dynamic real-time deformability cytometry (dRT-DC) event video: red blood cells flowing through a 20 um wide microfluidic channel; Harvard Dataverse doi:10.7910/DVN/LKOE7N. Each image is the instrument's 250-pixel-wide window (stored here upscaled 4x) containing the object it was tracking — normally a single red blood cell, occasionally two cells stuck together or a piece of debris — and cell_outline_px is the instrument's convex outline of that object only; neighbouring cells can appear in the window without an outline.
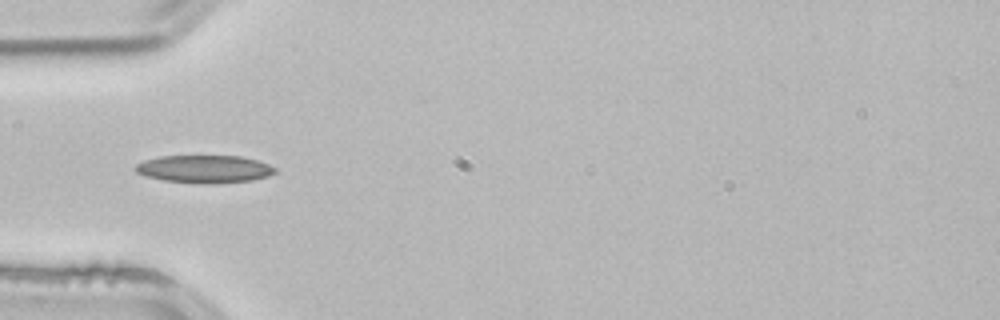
{"species": "common noctule bat (a hibernating species)", "species_latin": "Nyctalus noctula", "temperature_condition": "room temperature", "stored_images_in_passage": 35, "camera_frame_rate_fps": 3000, "um_per_image_px": 0.085, "animal": {"sex": "male", "body_mass_g": 21.5, "forearm_length_mm": 52.0}, "frame": {"image": 1, "passage_image": 11, "time_ms": 3.333, "image_size_px": [1000, 320], "cell_outline_px": [[276, 172], [268, 176], [252, 180], [212, 184], [164, 180], [144, 176], [136, 172], [132, 168], [136, 164], [144, 160], [160, 156], [240, 156], [256, 160], [268, 164], [276, 168]], "centroid_in_image_um": [17.35, 14.36], "position_along_channel_um": 67.7, "area_um2": 22.54}}